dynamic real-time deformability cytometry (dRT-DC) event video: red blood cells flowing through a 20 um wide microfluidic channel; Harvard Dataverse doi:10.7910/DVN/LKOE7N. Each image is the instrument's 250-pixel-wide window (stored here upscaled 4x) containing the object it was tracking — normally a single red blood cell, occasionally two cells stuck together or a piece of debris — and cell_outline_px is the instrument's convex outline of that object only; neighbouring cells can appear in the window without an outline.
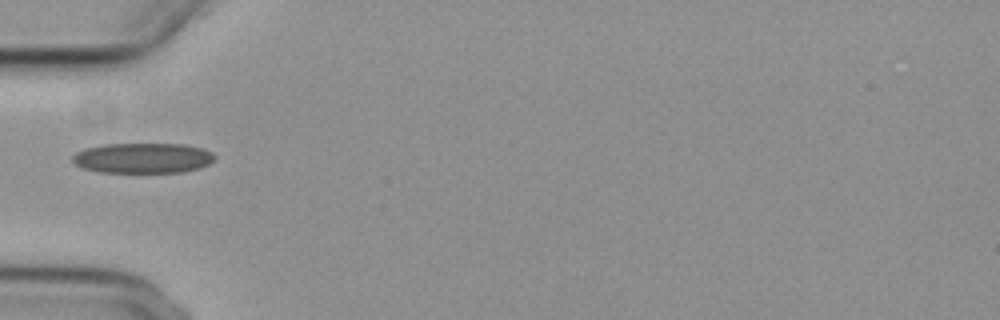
{"species": "common noctule bat (a hibernating species)", "species_latin": "Nyctalus noctula", "temperature_condition": "cold", "stored_images_in_passage": 1, "camera_frame_rate_fps": 3000, "um_per_image_px": 0.085, "animal": {"sex": "female", "body_mass_g": 29.2, "forearm_length_mm": 56.3}, "frame": {"image": 1, "passage_image": 1, "time_ms": 0.0, "image_size_px": [1000, 320], "cell_outline_px": [[216, 156], [208, 164], [200, 168], [184, 172], [100, 172], [80, 168], [72, 160], [72, 156], [76, 152], [84, 148], [104, 144], [184, 144], [204, 148], [212, 152]], "centroid_in_image_um": [12.13, 13.43], "position_along_channel_um": 72.9, "area_um2": 25.26}}